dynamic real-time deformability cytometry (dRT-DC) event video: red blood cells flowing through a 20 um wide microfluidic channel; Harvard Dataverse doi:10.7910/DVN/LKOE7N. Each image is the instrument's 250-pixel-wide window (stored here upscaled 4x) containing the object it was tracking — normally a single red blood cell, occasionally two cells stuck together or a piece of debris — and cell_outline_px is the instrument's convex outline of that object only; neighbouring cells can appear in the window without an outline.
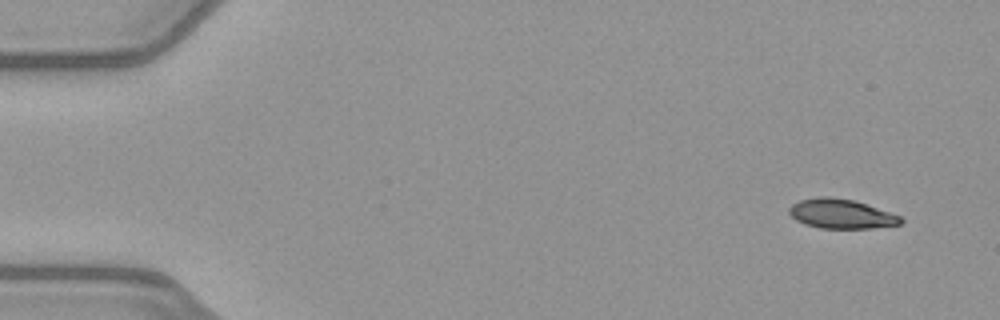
{"species": "common noctule bat (a hibernating species)", "species_latin": "Nyctalus noctula", "temperature_condition": "warm", "stored_images_in_passage": 49, "camera_frame_rate_fps": 3000, "um_per_image_px": 0.085, "animal": {"sex": "female", "body_mass_g": 21.9}, "frame": {"image": 1, "passage_image": 1, "time_ms": 0.0, "image_size_px": [1000, 320], "cell_outline_px": [[904, 220], [900, 224], [872, 228], [820, 228], [804, 224], [796, 220], [788, 212], [788, 208], [792, 204], [800, 200], [820, 196], [828, 196], [852, 200], [900, 216]], "centroid_in_image_um": [71.45, 18.18], "position_along_channel_um": 13.6, "area_um2": 18.9}}
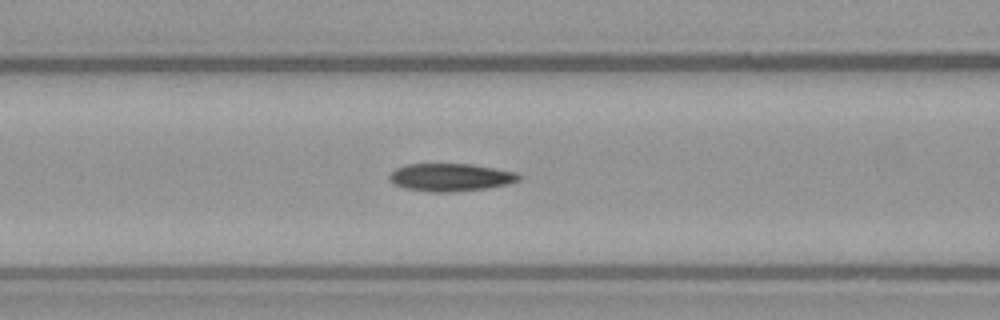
{"frame": {"image": 2, "passage_image": 19, "time_ms": 6.0, "image_size_px": [1000, 320], "cell_outline_px": [[524, 176], [520, 180], [508, 184], [484, 188], [452, 192], [428, 192], [404, 188], [392, 184], [388, 180], [388, 176], [396, 168], [408, 164], [472, 164], [516, 172]], "centroid_in_image_um": [38.28, 15.07], "position_along_channel_um": 128.3, "area_um2": 21.1}}
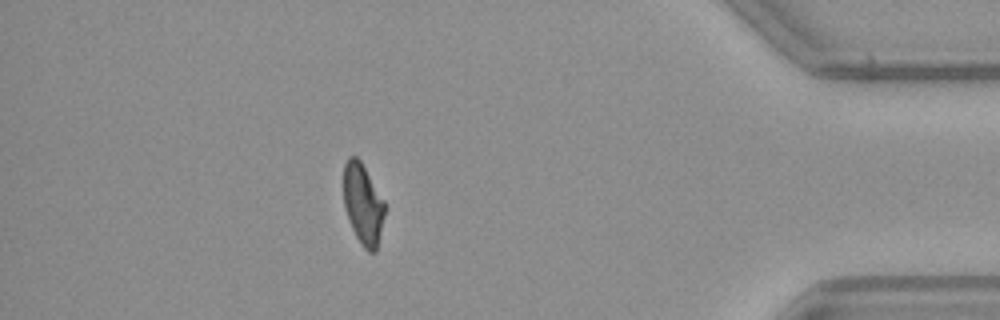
{"frame": {"image": 3, "passage_image": 43, "time_ms": 14.0, "image_size_px": [1000, 320], "cell_outline_px": [[384, 216], [376, 252], [368, 252], [360, 244], [348, 220], [344, 208], [344, 164], [348, 156], [356, 156], [360, 160], [384, 200]], "centroid_in_image_um": [30.84, 17.35], "position_along_channel_um": 404.4, "area_um2": 19.31}, "authors_computed_cell_mechanics": {"area_um2": 20.6346, "velocity_mm_per_s": 4.0241, "shape_relaxation_time_tau1_ms": 5.2473, "shape_relaxation_time_tau2_ms": 2.1164, "deformation_change_tau1": 0.189, "deformation_change_tau2": 0.0888}}